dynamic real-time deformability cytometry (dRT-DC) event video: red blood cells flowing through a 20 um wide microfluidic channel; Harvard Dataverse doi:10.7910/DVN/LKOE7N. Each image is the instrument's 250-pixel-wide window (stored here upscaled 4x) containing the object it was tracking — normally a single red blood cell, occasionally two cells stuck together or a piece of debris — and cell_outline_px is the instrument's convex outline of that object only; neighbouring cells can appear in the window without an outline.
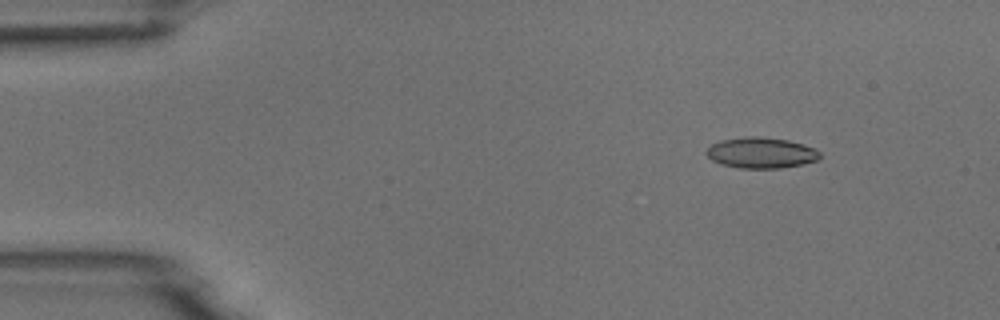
{"species": "common noctule bat (a hibernating species)", "species_latin": "Nyctalus noctula", "temperature_condition": "room temperature", "stored_images_in_passage": 6, "camera_frame_rate_fps": 3000, "um_per_image_px": 0.085, "animal": {"sex": "male", "body_mass_g": 18.8}, "frame": {"image": 1, "passage_image": 2, "time_ms": 1.333, "image_size_px": [1000, 320], "cell_outline_px": [[820, 156], [816, 160], [804, 164], [780, 168], [740, 168], [720, 164], [712, 160], [704, 152], [712, 144], [720, 140], [744, 136], [760, 136], [788, 140], [804, 144], [816, 148], [820, 152]], "centroid_in_image_um": [64.69, 12.98], "position_along_channel_um": 20.3, "area_um2": 20.58}}
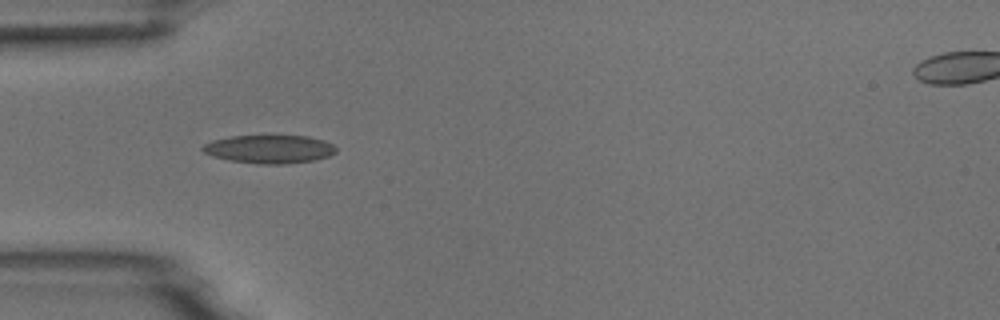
{"frame": {"image": 2, "passage_image": 5, "time_ms": 4.667, "image_size_px": [1000, 320], "cell_outline_px": [[336, 152], [328, 156], [316, 160], [284, 164], [256, 164], [228, 160], [212, 156], [204, 152], [200, 148], [204, 144], [212, 140], [228, 136], [308, 136], [324, 140], [332, 144], [336, 148]], "centroid_in_image_um": [22.88, 12.68], "position_along_channel_um": 62.1, "area_um2": 22.14}}